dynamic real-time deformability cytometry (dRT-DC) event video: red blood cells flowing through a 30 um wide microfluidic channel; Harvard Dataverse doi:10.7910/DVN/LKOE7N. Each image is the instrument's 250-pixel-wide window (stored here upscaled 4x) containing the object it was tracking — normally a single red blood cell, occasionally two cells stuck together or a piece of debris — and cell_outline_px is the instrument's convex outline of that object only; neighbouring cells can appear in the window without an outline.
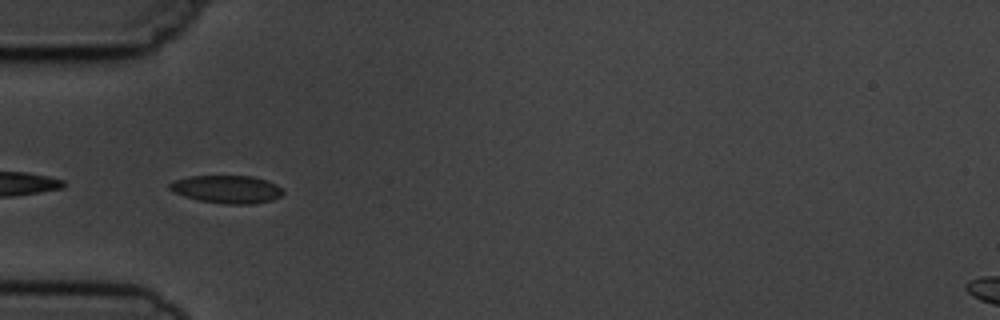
{"species": "common noctule bat (a hibernating species)", "species_latin": "Nyctalus noctula", "temperature_condition": "cold", "stored_images_in_passage": 12, "camera_frame_rate_fps": 3000, "um_per_image_px": 0.085, "animal": {"sex": "male", "body_mass_g": 19.5, "forearm_length_mm": 54.6}, "frame": {"image": 1, "passage_image": 7, "time_ms": 7.667, "image_size_px": [1000, 320], "cell_outline_px": [[284, 192], [280, 196], [272, 200], [252, 204], [224, 204], [200, 200], [184, 196], [172, 192], [168, 188], [168, 184], [176, 180], [188, 176], [252, 176], [276, 184], [284, 188]], "centroid_in_image_um": [19.29, 16.09], "position_along_channel_um": 65.7, "area_um2": 18.44}}
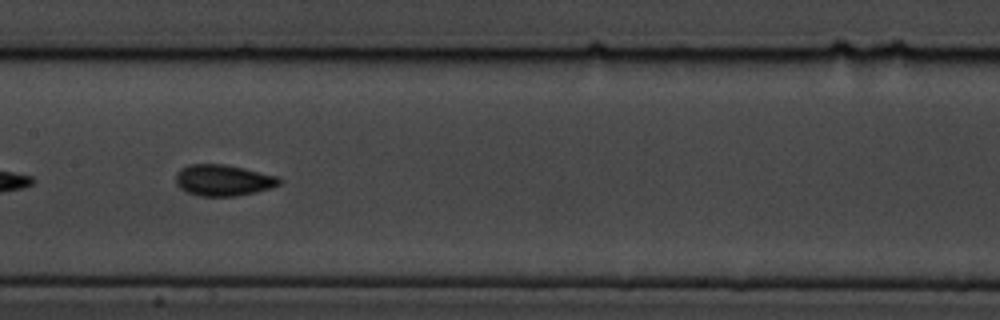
{"frame": {"image": 2, "passage_image": 10, "time_ms": 11.0, "image_size_px": [1000, 320], "cell_outline_px": [[280, 184], [272, 188], [256, 192], [236, 196], [200, 196], [188, 192], [180, 188], [176, 184], [176, 172], [180, 168], [188, 164], [224, 164], [244, 168], [280, 176]], "centroid_in_image_um": [18.98, 15.31], "position_along_channel_um": 188.4, "area_um2": 19.02}}
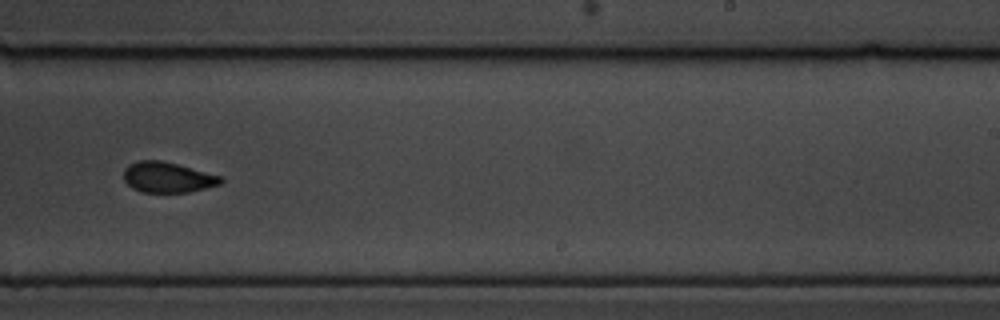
{"frame": {"image": 3, "passage_image": 12, "time_ms": 13.333, "image_size_px": [1000, 320], "cell_outline_px": [[224, 180], [220, 184], [188, 192], [140, 192], [132, 188], [124, 180], [124, 168], [128, 164], [136, 160], [160, 160], [224, 176]], "centroid_in_image_um": [14.24, 15.06], "position_along_channel_um": 274.8, "area_um2": 17.34}}